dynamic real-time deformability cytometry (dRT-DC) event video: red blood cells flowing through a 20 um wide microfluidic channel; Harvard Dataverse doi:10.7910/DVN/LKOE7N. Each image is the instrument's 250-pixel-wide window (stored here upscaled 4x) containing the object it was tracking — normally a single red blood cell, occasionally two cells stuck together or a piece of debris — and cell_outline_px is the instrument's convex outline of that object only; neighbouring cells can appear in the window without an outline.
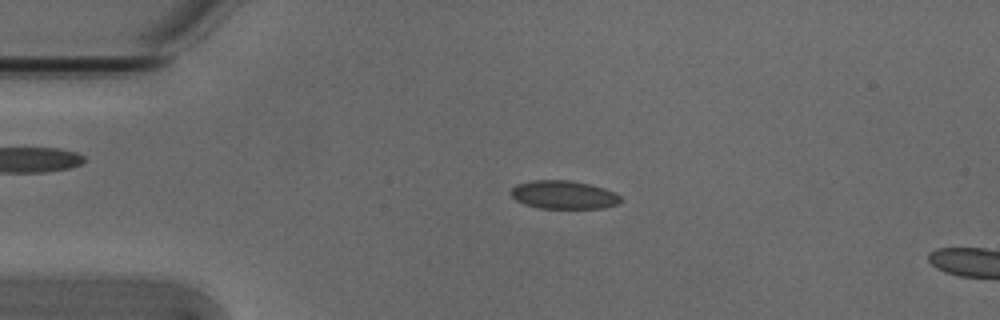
{"species": "Egyptian fruit bat (a non-hibernating species)", "species_latin": "Rousettus aegyptiacus", "temperature_condition": "cold", "stored_images_in_passage": 11, "camera_frame_rate_fps": 3000, "um_per_image_px": 0.085, "animal": {"sex": "male"}, "frame": {"image": 1, "passage_image": 8, "time_ms": 2.333, "image_size_px": [1000, 320], "cell_outline_px": [[620, 204], [604, 208], [540, 208], [524, 204], [516, 200], [508, 192], [516, 184], [532, 180], [568, 180], [588, 184], [604, 188], [616, 192], [620, 196]], "centroid_in_image_um": [47.9, 16.56], "position_along_channel_um": 37.1, "area_um2": 18.21}}